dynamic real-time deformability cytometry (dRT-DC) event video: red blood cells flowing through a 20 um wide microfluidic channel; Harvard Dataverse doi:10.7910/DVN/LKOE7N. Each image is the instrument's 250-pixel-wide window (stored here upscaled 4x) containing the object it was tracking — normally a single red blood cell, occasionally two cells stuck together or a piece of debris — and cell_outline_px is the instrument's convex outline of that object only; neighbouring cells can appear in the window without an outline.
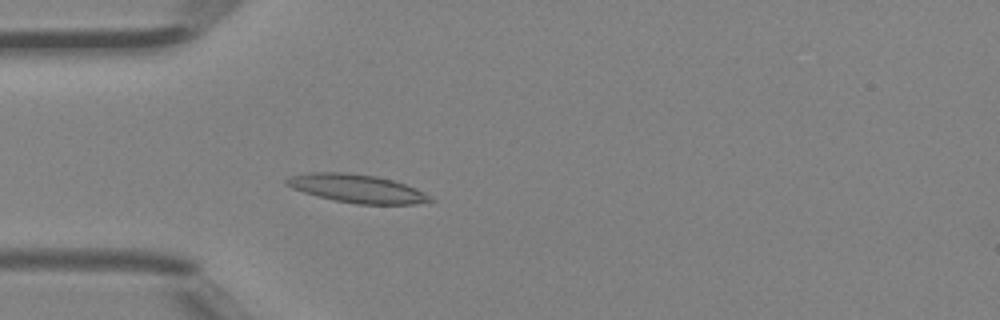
{"species": "Egyptian fruit bat (a non-hibernating species)", "species_latin": "Rousettus aegyptiacus", "temperature_condition": "room temperature", "stored_images_in_passage": 45, "camera_frame_rate_fps": 3000, "um_per_image_px": 0.085, "animal": {"sex": "female"}, "frame": {"image": 1, "passage_image": 13, "time_ms": 4.0, "image_size_px": [1000, 320], "cell_outline_px": [[436, 200], [412, 204], [356, 204], [336, 200], [304, 192], [292, 188], [284, 184], [284, 180], [288, 176], [308, 172], [344, 172], [376, 176], [392, 180], [416, 188], [424, 192]], "centroid_in_image_um": [30.31, 16.01], "position_along_channel_um": 54.7, "area_um2": 23.58}}
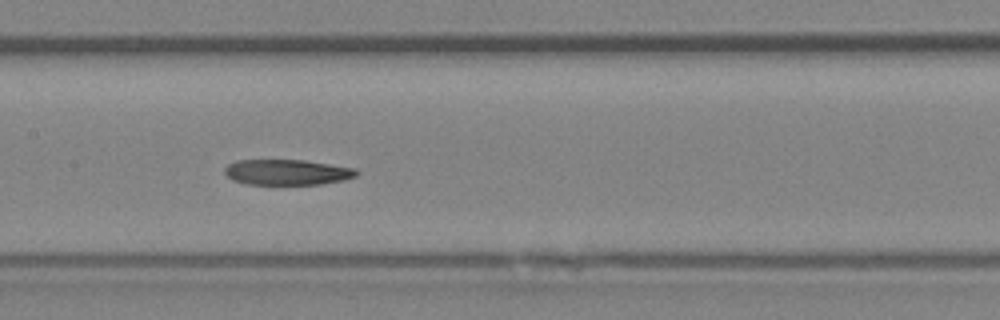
{"frame": {"image": 2, "passage_image": 22, "time_ms": 7.0, "image_size_px": [1000, 320], "cell_outline_px": [[360, 172], [356, 176], [344, 180], [320, 184], [248, 184], [232, 180], [224, 172], [224, 168], [228, 164], [236, 160], [304, 160], [356, 168]], "centroid_in_image_um": [24.42, 14.63], "position_along_channel_um": 183.0, "area_um2": 19.65}}
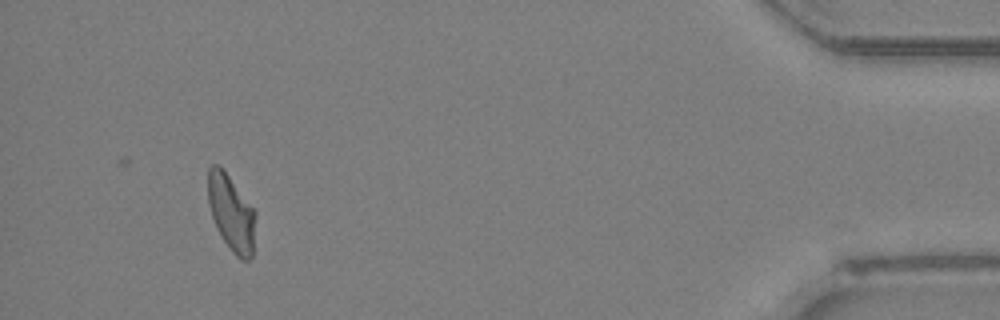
{"frame": {"image": 3, "passage_image": 42, "time_ms": 13.667, "image_size_px": [1000, 320], "cell_outline_px": [[256, 216], [252, 256], [248, 260], [240, 260], [232, 252], [220, 236], [216, 228], [208, 204], [208, 168], [212, 164], [220, 164], [256, 212]], "centroid_in_image_um": [19.65, 18.1], "position_along_channel_um": 415.6, "area_um2": 21.27}}